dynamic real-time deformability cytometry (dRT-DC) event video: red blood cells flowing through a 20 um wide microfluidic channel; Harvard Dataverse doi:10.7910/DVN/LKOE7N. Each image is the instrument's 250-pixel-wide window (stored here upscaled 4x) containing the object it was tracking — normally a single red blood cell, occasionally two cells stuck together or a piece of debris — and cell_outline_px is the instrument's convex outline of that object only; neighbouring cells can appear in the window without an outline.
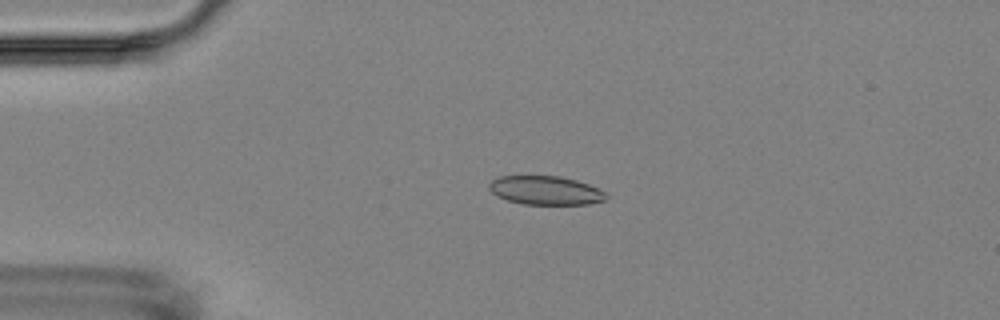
{"species": "Egyptian fruit bat (a non-hibernating species)", "species_latin": "Rousettus aegyptiacus", "temperature_condition": "room temperature", "stored_images_in_passage": 5, "camera_frame_rate_fps": 3000, "um_per_image_px": 0.085, "animal": {"sex": "female"}, "frame": {"image": 1, "passage_image": 3, "time_ms": 3.333, "image_size_px": [1000, 320], "cell_outline_px": [[608, 196], [604, 200], [588, 204], [524, 204], [508, 200], [496, 196], [488, 188], [488, 184], [492, 180], [500, 176], [560, 176], [576, 180], [588, 184], [604, 192]], "centroid_in_image_um": [46.34, 16.18], "position_along_channel_um": 38.7, "area_um2": 19.48}}